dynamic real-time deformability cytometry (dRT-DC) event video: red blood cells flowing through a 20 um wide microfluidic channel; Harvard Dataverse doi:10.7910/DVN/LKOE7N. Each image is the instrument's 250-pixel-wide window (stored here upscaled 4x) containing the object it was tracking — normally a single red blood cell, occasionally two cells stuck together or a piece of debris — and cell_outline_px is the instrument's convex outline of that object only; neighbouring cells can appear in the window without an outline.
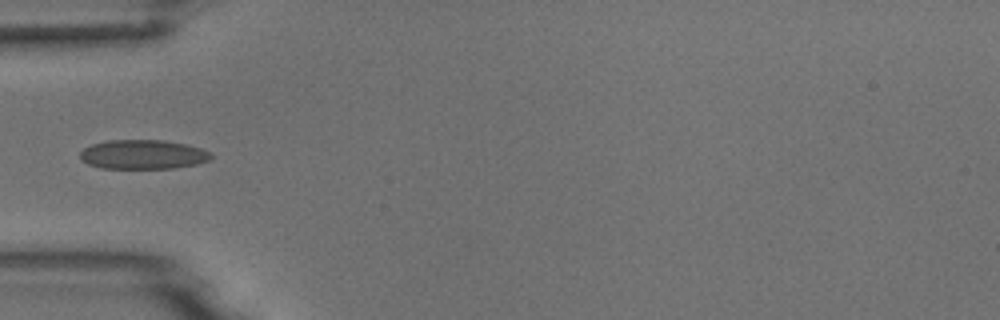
{"species": "common noctule bat (a hibernating species)", "species_latin": "Nyctalus noctula", "temperature_condition": "room temperature", "stored_images_in_passage": 5, "camera_frame_rate_fps": 3000, "um_per_image_px": 0.085, "animal": {"sex": "male", "body_mass_g": 18.8}, "frame": {"image": 1, "passage_image": 4, "time_ms": 4.333, "image_size_px": [1000, 320], "cell_outline_px": [[212, 156], [208, 160], [196, 164], [176, 168], [100, 168], [88, 164], [80, 160], [80, 152], [84, 148], [92, 144], [108, 140], [164, 140], [184, 144], [200, 148], [208, 152]], "centroid_in_image_um": [12.1, 13.13], "position_along_channel_um": 72.9, "area_um2": 22.25}}